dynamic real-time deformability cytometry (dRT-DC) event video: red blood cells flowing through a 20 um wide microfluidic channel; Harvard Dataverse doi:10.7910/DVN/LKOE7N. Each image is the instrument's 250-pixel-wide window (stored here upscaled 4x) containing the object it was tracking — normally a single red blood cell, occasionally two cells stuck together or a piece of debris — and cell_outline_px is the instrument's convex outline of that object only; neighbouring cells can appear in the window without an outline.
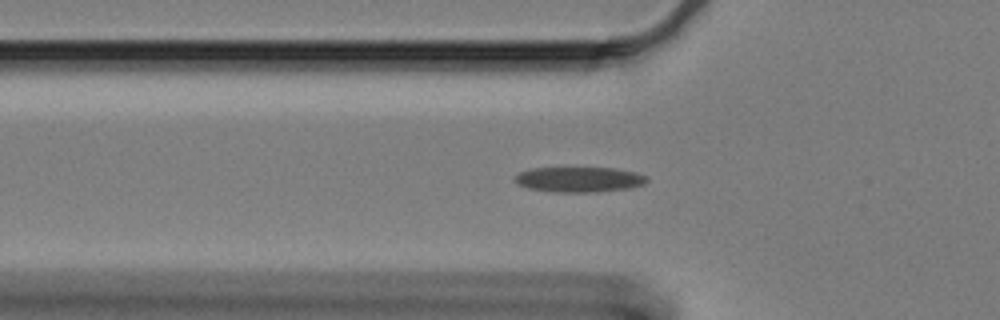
{"species": "Egyptian fruit bat (a non-hibernating species)", "species_latin": "Rousettus aegyptiacus", "temperature_condition": "cold", "stored_images_in_passage": 61, "camera_frame_rate_fps": 3000, "um_per_image_px": 0.085, "animal": {"sex": "female"}, "frame": {"image": 1, "passage_image": 19, "time_ms": 6.0, "image_size_px": [1000, 320], "cell_outline_px": [[648, 180], [644, 184], [632, 188], [596, 192], [552, 192], [528, 188], [516, 184], [512, 180], [512, 176], [520, 172], [532, 168], [612, 168], [636, 172], [648, 176]], "centroid_in_image_um": [49.2, 15.26], "position_along_channel_um": 76.6, "area_um2": 19.71}}
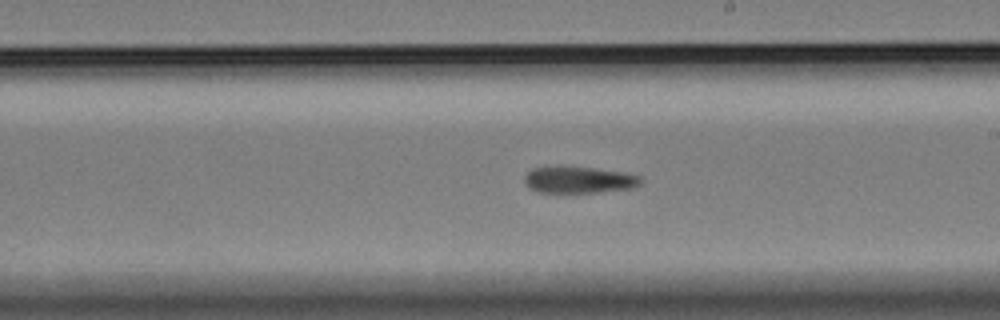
{"frame": {"image": 2, "passage_image": 34, "time_ms": 11.0, "image_size_px": [1000, 320], "cell_outline_px": [[644, 180], [640, 184], [632, 188], [600, 192], [540, 192], [528, 188], [524, 180], [524, 176], [532, 168], [556, 164], [560, 164], [624, 172], [640, 176]], "centroid_in_image_um": [49.17, 15.25], "position_along_channel_um": 239.8, "area_um2": 18.55}}
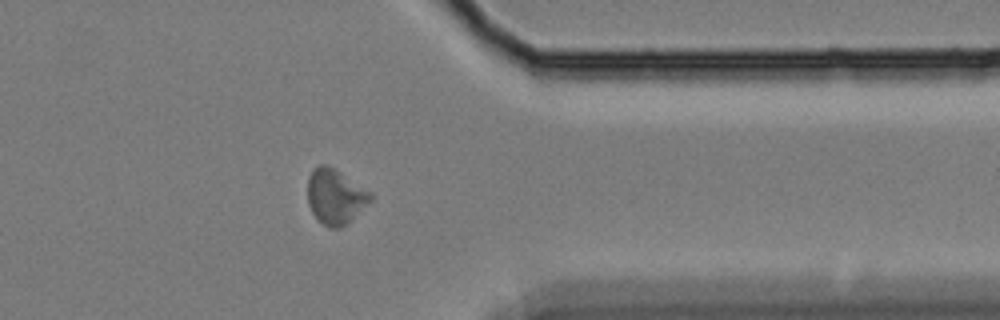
{"frame": {"image": 3, "passage_image": 48, "time_ms": 15.667, "image_size_px": [1000, 320], "cell_outline_px": [[376, 196], [348, 224], [340, 228], [328, 228], [312, 212], [308, 204], [308, 176], [320, 164], [328, 164], [372, 192]], "centroid_in_image_um": [28.55, 16.71], "position_along_channel_um": 382.9, "area_um2": 20.35}, "authors_computed_cell_mechanics": {"area_um2": 19.5942, "velocity_mm_per_s": 3.2506, "shape_relaxation_time_tau1_ms": null, "shape_relaxation_time_tau2_ms": 10.0259, "deformation_change_tau1": null, "deformation_change_tau2": 0.1509}}